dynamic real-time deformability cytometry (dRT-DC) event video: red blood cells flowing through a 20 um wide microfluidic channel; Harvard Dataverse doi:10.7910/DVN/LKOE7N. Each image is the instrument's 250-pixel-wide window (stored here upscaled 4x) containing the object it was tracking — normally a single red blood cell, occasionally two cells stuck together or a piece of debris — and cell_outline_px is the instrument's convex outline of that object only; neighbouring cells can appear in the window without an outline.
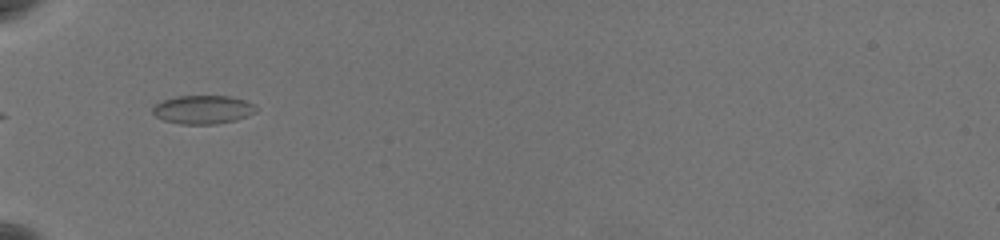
{"species": "common noctule bat (a hibernating species)", "species_latin": "Nyctalus noctula", "temperature_condition": "warm", "stored_images_in_passage": 4, "camera_frame_rate_fps": 3000, "um_per_image_px": 0.085, "animal": {"sex": "female", "body_mass_g": 19.5, "forearm_length_mm": 54.1}, "frame": {"image": 1, "passage_image": 1, "time_ms": 0.0, "image_size_px": [1000, 240], "cell_outline_px": [[256, 112], [236, 120], [216, 124], [180, 124], [164, 120], [156, 116], [152, 112], [152, 108], [156, 104], [164, 100], [176, 96], [228, 96], [244, 100], [252, 104], [256, 108]], "centroid_in_image_um": [17.23, 9.32], "position_along_channel_um": 67.8, "area_um2": 17.05}}